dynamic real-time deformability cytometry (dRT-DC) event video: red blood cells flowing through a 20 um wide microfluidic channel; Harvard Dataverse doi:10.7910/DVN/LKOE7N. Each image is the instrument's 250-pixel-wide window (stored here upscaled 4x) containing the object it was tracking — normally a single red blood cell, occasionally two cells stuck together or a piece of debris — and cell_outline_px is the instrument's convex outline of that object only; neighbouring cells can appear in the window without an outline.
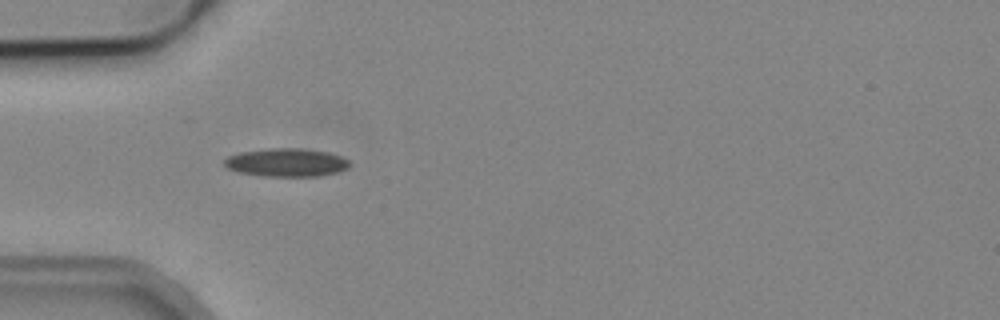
{"species": "common noctule bat (a hibernating species)", "species_latin": "Nyctalus noctula", "temperature_condition": "cold", "stored_images_in_passage": 2, "camera_frame_rate_fps": 3000, "um_per_image_px": 0.085, "animal": {"sex": "male", "body_mass_g": 19.2, "forearm_length_mm": 51.8}, "frame": {"image": 1, "passage_image": 1, "time_ms": 0.0, "image_size_px": [1000, 320], "cell_outline_px": [[352, 164], [348, 168], [340, 172], [320, 176], [264, 176], [236, 172], [228, 168], [224, 164], [224, 160], [228, 156], [240, 152], [268, 148], [304, 148], [328, 152], [340, 156], [348, 160]], "centroid_in_image_um": [24.37, 13.81], "position_along_channel_um": 60.6, "area_um2": 20.87}}